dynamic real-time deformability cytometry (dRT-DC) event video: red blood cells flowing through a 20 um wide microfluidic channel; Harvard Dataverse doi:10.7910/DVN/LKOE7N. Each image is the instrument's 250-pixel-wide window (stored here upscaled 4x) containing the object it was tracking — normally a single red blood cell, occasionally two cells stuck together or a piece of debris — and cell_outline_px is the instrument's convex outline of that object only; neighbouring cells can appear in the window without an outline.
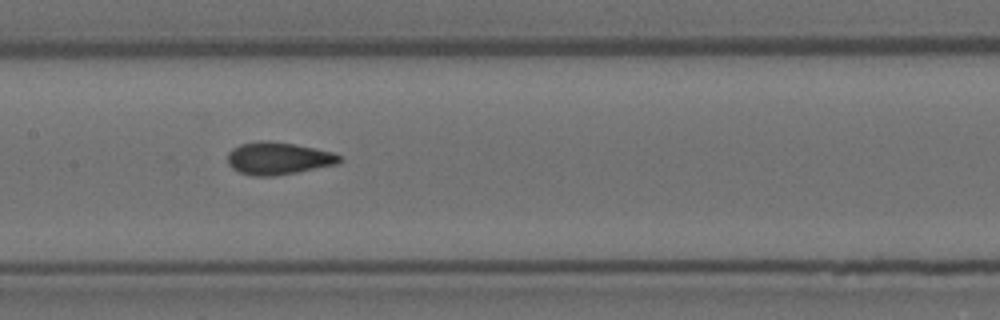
{"species": "Egyptian fruit bat (a non-hibernating species)", "species_latin": "Rousettus aegyptiacus", "temperature_condition": "room temperature", "stored_images_in_passage": 10, "camera_frame_rate_fps": 3000, "um_per_image_px": 0.085, "animal": {"sex": "female"}, "frame": {"image": 1, "passage_image": 9, "time_ms": 2.667, "image_size_px": [1000, 320], "cell_outline_px": [[340, 160], [336, 164], [276, 176], [252, 176], [240, 172], [232, 168], [228, 164], [228, 152], [232, 148], [240, 144], [260, 140], [268, 140], [292, 144], [332, 152], [340, 156]], "centroid_in_image_um": [23.58, 13.46], "position_along_channel_um": 183.8, "area_um2": 20.92}}
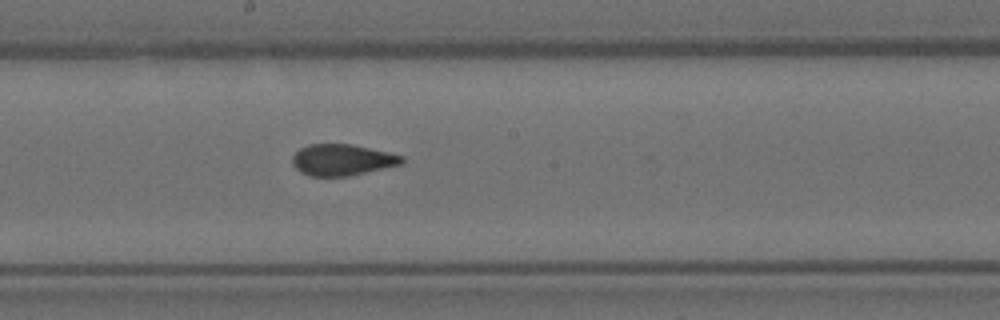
{"frame": {"image": 2, "passage_image": 10, "time_ms": 3.0, "image_size_px": [1000, 320], "cell_outline_px": [[404, 164], [348, 176], [308, 176], [300, 172], [292, 164], [292, 156], [300, 148], [308, 144], [352, 144], [388, 152], [404, 156]], "centroid_in_image_um": [29.09, 13.59], "position_along_channel_um": 219.1, "area_um2": 20.11}}